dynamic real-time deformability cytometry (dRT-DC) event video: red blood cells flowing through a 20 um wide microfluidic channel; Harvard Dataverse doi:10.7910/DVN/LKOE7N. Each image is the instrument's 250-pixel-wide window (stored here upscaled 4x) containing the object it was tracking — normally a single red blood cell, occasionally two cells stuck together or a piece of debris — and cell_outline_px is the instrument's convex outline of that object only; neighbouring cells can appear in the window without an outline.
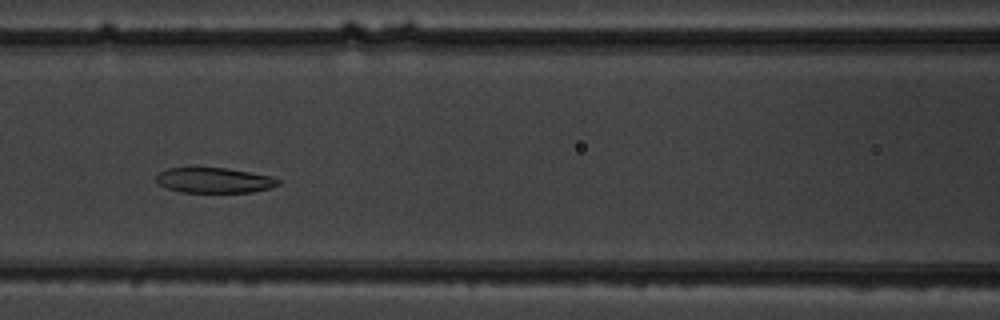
{"species": "common noctule bat (a hibernating species)", "species_latin": "Nyctalus noctula", "temperature_condition": "warm", "stored_images_in_passage": 7, "camera_frame_rate_fps": 3000, "um_per_image_px": 0.085, "animal": {"sex": "male", "body_mass_g": 19.5, "forearm_length_mm": 54.6}, "frame": {"image": 1, "passage_image": 5, "time_ms": 4.333, "image_size_px": [1000, 320], "cell_outline_px": [[280, 184], [268, 188], [252, 192], [180, 192], [168, 188], [160, 184], [156, 180], [156, 176], [160, 172], [168, 168], [228, 168], [272, 176], [280, 180]], "centroid_in_image_um": [18.23, 15.32], "position_along_channel_um": 148.4, "area_um2": 17.8}}
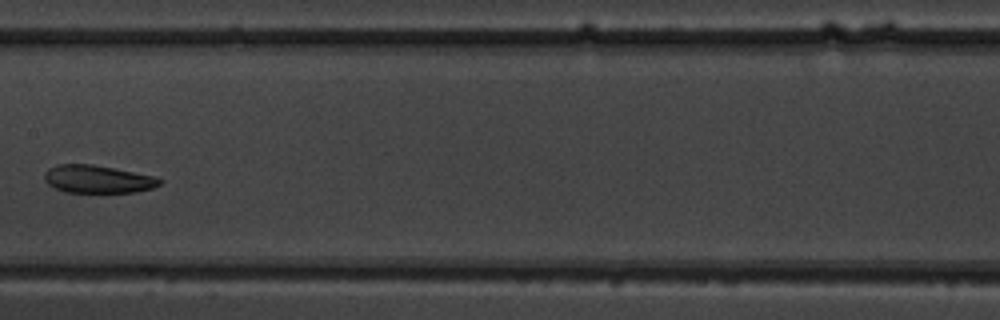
{"frame": {"image": 2, "passage_image": 6, "time_ms": 5.667, "image_size_px": [1000, 320], "cell_outline_px": [[164, 180], [160, 184], [152, 188], [136, 192], [64, 192], [48, 184], [44, 180], [44, 172], [48, 168], [56, 164], [92, 164], [152, 176]], "centroid_in_image_um": [8.26, 15.22], "position_along_channel_um": 199.1, "area_um2": 18.55}}
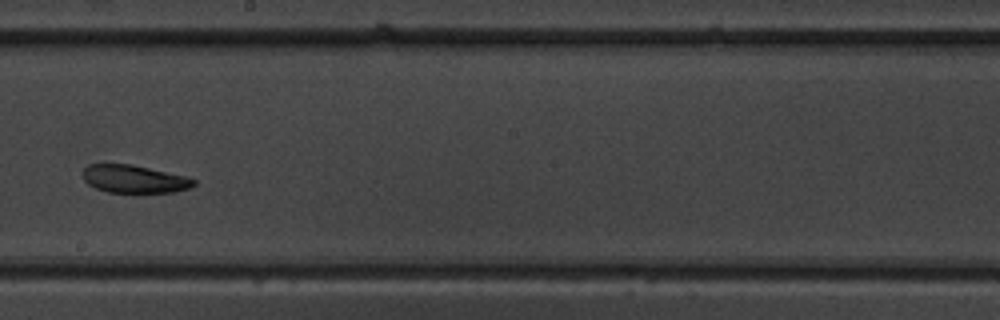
{"frame": {"image": 3, "passage_image": 7, "time_ms": 6.667, "image_size_px": [1000, 320], "cell_outline_px": [[196, 184], [188, 188], [176, 192], [108, 192], [96, 188], [88, 184], [84, 180], [80, 172], [88, 164], [132, 164], [188, 176], [196, 180]], "centroid_in_image_um": [11.4, 15.2], "position_along_channel_um": 236.8, "area_um2": 18.21}}